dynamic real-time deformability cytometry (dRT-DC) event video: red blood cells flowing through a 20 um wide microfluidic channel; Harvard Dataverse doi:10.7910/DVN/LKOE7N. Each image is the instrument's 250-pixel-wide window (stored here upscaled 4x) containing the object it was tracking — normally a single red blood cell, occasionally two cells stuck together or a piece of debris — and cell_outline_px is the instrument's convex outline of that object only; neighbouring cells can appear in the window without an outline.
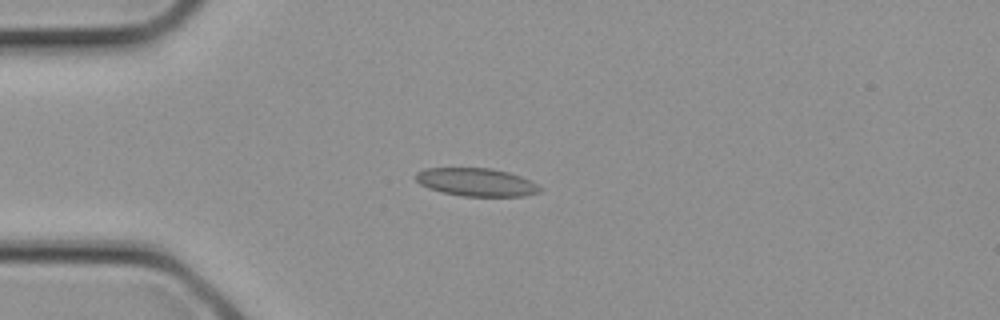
{"species": "common noctule bat (a hibernating species)", "species_latin": "Nyctalus noctula", "temperature_condition": "cold", "stored_images_in_passage": 2, "camera_frame_rate_fps": 3000, "um_per_image_px": 0.085, "animal": {"sex": "female", "body_mass_g": 21.9}, "frame": {"image": 1, "passage_image": 2, "time_ms": 0.333, "image_size_px": [1000, 320], "cell_outline_px": [[544, 188], [540, 192], [524, 196], [464, 196], [444, 192], [428, 188], [420, 184], [416, 180], [416, 172], [424, 168], [492, 168], [508, 172], [520, 176]], "centroid_in_image_um": [40.49, 15.48], "position_along_channel_um": 44.5, "area_um2": 20.23}}